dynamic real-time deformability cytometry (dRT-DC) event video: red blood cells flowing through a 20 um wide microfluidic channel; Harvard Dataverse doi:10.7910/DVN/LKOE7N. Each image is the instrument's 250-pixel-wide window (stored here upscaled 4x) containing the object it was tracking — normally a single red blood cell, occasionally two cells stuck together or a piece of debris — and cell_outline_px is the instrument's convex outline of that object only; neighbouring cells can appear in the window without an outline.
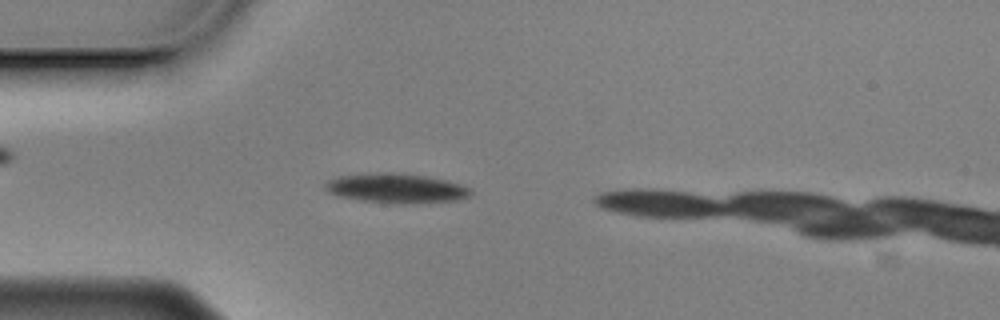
{"species": "Egyptian fruit bat (a non-hibernating species)", "species_latin": "Rousettus aegyptiacus", "temperature_condition": "cold", "stored_images_in_passage": 32, "camera_frame_rate_fps": 3000, "um_per_image_px": 0.085, "animal": {"sex": "male"}, "frame": {"image": 1, "passage_image": 1, "time_ms": 0.0, "image_size_px": [1000, 320], "cell_outline_px": [[472, 192], [468, 196], [460, 200], [404, 204], [400, 204], [360, 200], [340, 196], [328, 192], [324, 188], [324, 184], [328, 180], [336, 176], [368, 172], [392, 172], [424, 176], [444, 180], [460, 184], [468, 188]], "centroid_in_image_um": [33.62, 15.99], "position_along_channel_um": 51.4, "area_um2": 25.14}}
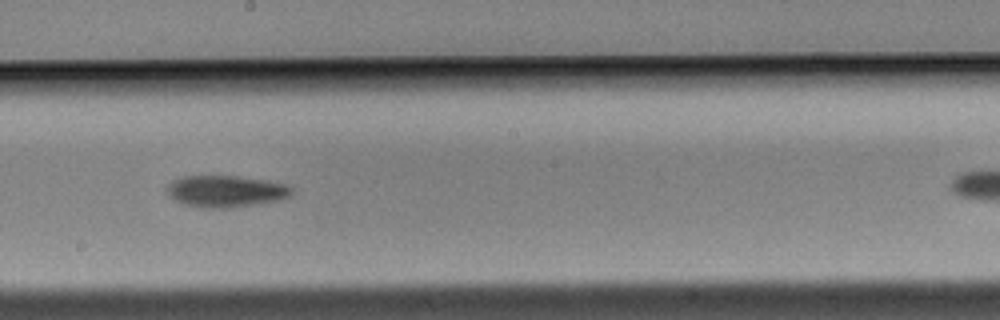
{"frame": {"image": 2, "passage_image": 17, "time_ms": 5.333, "image_size_px": [1000, 320], "cell_outline_px": [[292, 192], [288, 196], [280, 200], [224, 208], [208, 208], [184, 204], [176, 200], [168, 192], [168, 184], [172, 180], [180, 176], [240, 176], [264, 180], [284, 184], [292, 188]], "centroid_in_image_um": [19.17, 16.24], "position_along_channel_um": 229.0, "area_um2": 22.6}}
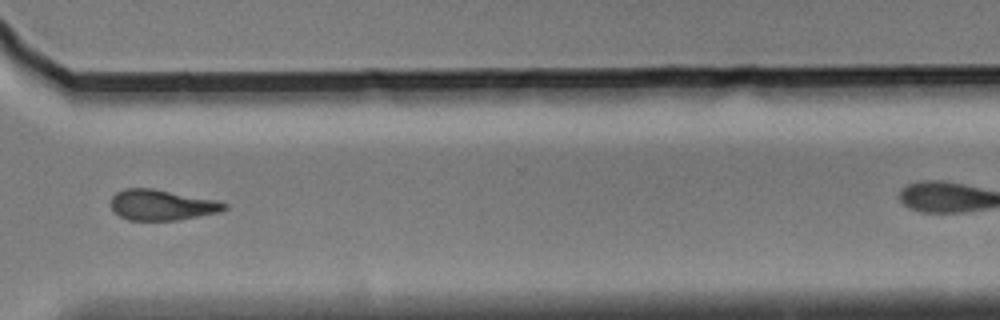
{"frame": {"image": 3, "passage_image": 28, "time_ms": 9.0, "image_size_px": [1000, 320], "cell_outline_px": [[228, 208], [220, 212], [176, 220], [128, 220], [120, 216], [112, 208], [112, 196], [116, 192], [124, 188], [152, 188], [216, 200], [228, 204]], "centroid_in_image_um": [13.77, 17.41], "position_along_channel_um": 356.8, "area_um2": 20.11}}